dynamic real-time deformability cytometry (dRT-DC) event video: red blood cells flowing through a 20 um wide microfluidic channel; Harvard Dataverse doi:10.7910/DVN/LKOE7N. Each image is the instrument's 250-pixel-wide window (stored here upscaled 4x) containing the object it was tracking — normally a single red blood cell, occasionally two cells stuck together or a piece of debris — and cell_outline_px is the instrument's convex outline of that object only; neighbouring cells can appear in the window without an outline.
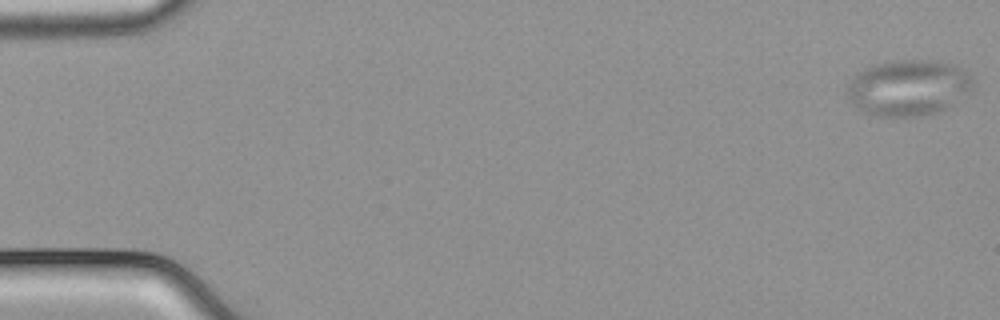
{"species": "common noctule bat (a hibernating species)", "species_latin": "Nyctalus noctula", "temperature_condition": "cold", "stored_images_in_passage": 54, "camera_frame_rate_fps": 3000, "um_per_image_px": 0.085, "animal": {"sex": "male", "body_mass_g": 21.5, "forearm_length_mm": 52.0}, "frame": {"image": 1, "passage_image": 1, "time_ms": 0.0, "image_size_px": [1000, 320], "cell_outline_px": [[972, 88], [968, 92], [952, 104], [940, 112], [920, 116], [876, 116], [860, 112], [852, 104], [844, 92], [848, 84], [860, 72], [876, 64], [896, 60], [940, 60], [956, 64], [968, 72], [972, 76]], "centroid_in_image_um": [77.21, 7.46], "position_along_channel_um": 7.8, "area_um2": 41.33}}
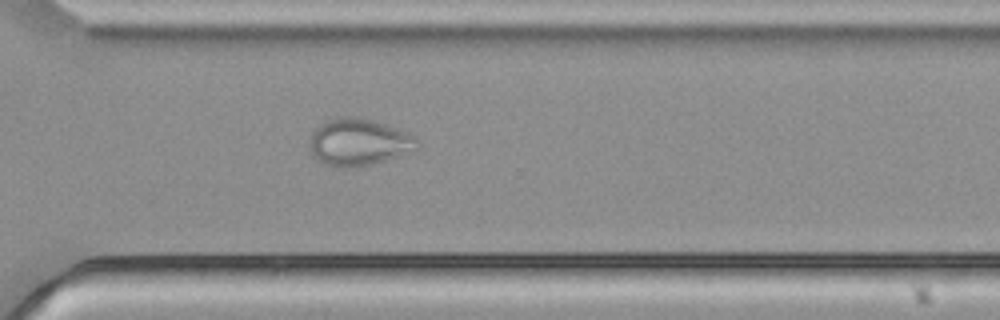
{"frame": {"image": 2, "passage_image": 39, "time_ms": 12.667, "image_size_px": [1000, 320], "cell_outline_px": [[420, 144], [396, 156], [372, 164], [352, 168], [340, 168], [324, 164], [312, 156], [312, 132], [320, 124], [332, 116], [356, 116], [372, 120], [396, 128], [416, 136]], "centroid_in_image_um": [30.44, 12.07], "position_along_channel_um": 340.2, "area_um2": 29.19}}
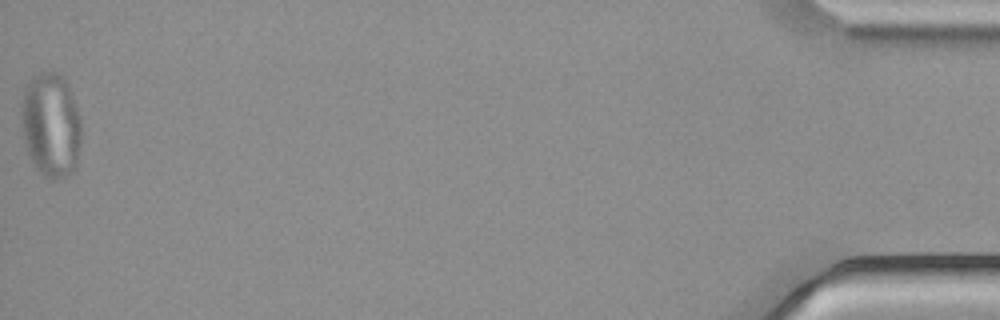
{"frame": {"image": 3, "passage_image": 54, "time_ms": 17.667, "image_size_px": [1000, 320], "cell_outline_px": [[80, 144], [76, 168], [72, 172], [52, 180], [44, 176], [36, 168], [28, 152], [24, 140], [20, 120], [20, 108], [24, 88], [40, 72], [60, 72], [68, 84], [80, 116]], "centroid_in_image_um": [4.32, 10.61], "position_along_channel_um": 430.9, "area_um2": 36.65}}